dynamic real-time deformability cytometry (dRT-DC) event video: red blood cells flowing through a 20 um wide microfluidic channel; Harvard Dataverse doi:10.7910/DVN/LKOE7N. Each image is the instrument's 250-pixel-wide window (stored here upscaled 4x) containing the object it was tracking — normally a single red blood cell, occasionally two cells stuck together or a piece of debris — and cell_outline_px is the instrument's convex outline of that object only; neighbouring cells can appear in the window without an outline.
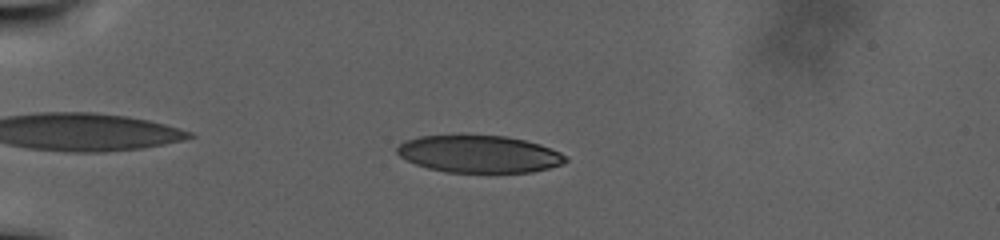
{"species": "human", "species_latin": "Homo sapiens", "temperature_condition": "warm", "stored_images_in_passage": 93, "camera_frame_rate_fps": 3000, "um_per_image_px": 0.085, "donor": {"sex": "male"}, "frame": {"image": 1, "passage_image": 17, "time_ms": 5.333, "image_size_px": [1000, 240], "cell_outline_px": [[564, 160], [560, 164], [548, 168], [528, 172], [452, 172], [432, 168], [408, 160], [400, 156], [396, 152], [396, 148], [400, 144], [408, 140], [424, 136], [504, 136], [524, 140], [548, 148], [564, 156]], "centroid_in_image_um": [40.69, 13.09], "position_along_channel_um": 44.3, "area_um2": 35.2}}
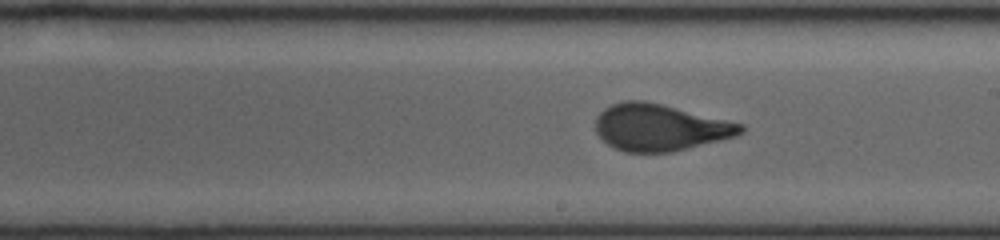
{"frame": {"image": 2, "passage_image": 52, "time_ms": 17.0, "image_size_px": [1000, 240], "cell_outline_px": [[744, 128], [740, 132], [732, 136], [668, 152], [628, 152], [616, 148], [608, 144], [600, 136], [596, 128], [596, 120], [608, 108], [616, 104], [632, 100], [636, 100], [660, 104], [740, 124]], "centroid_in_image_um": [56.04, 10.85], "position_along_channel_um": 233.0, "area_um2": 37.45}}
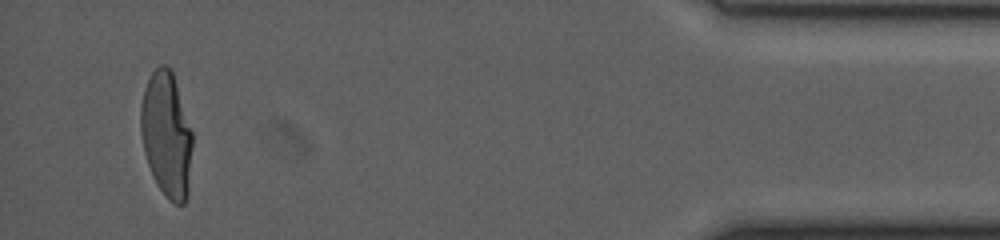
{"frame": {"image": 3, "passage_image": 89, "time_ms": 29.333, "image_size_px": [1000, 240], "cell_outline_px": [[192, 144], [188, 196], [184, 204], [176, 204], [160, 188], [148, 164], [144, 152], [140, 132], [140, 108], [144, 88], [152, 72], [160, 64], [164, 64], [172, 72], [192, 132]], "centroid_in_image_um": [14.15, 11.43], "position_along_channel_um": 421.1, "area_um2": 37.17}}